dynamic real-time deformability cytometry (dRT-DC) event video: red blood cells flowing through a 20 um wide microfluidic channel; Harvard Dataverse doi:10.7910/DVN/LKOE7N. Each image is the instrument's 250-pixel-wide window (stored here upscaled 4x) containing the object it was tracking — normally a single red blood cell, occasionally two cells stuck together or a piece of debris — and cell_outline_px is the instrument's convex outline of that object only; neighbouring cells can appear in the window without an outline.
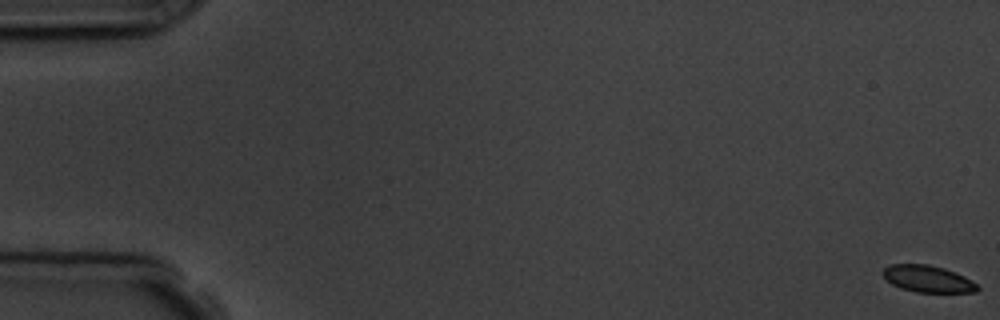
{"species": "common noctule bat (a hibernating species)", "species_latin": "Nyctalus noctula", "temperature_condition": "room temperature", "stored_images_in_passage": 12, "camera_frame_rate_fps": 3000, "um_per_image_px": 0.085, "animal": {"sex": "male", "body_mass_g": 19.5, "forearm_length_mm": 54.6}, "frame": {"image": 1, "passage_image": 1, "time_ms": 0.0, "image_size_px": [1000, 320], "cell_outline_px": [[980, 288], [976, 292], [916, 292], [900, 288], [892, 284], [880, 272], [888, 264], [928, 264], [944, 268], [964, 276], [972, 280]], "centroid_in_image_um": [78.84, 23.7], "position_along_channel_um": 6.2, "area_um2": 14.8}}
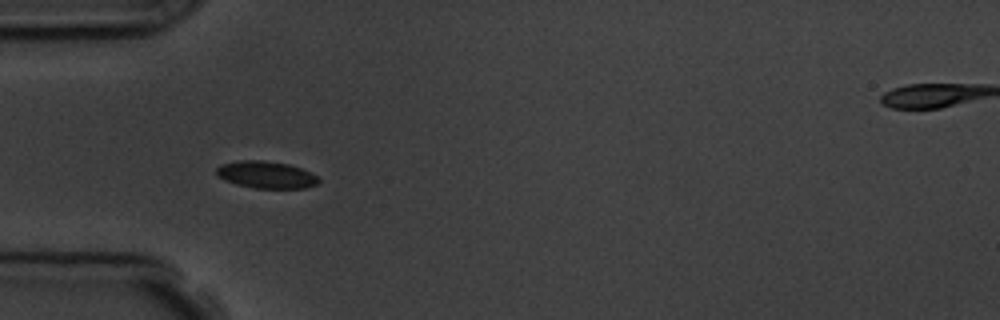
{"frame": {"image": 2, "passage_image": 6, "time_ms": 5.667, "image_size_px": [1000, 320], "cell_outline_px": [[320, 180], [316, 184], [304, 188], [256, 188], [236, 184], [224, 180], [216, 176], [216, 168], [220, 164], [240, 160], [264, 160], [288, 164], [300, 168], [316, 176]], "centroid_in_image_um": [22.56, 14.85], "position_along_channel_um": 62.4, "area_um2": 16.07}}